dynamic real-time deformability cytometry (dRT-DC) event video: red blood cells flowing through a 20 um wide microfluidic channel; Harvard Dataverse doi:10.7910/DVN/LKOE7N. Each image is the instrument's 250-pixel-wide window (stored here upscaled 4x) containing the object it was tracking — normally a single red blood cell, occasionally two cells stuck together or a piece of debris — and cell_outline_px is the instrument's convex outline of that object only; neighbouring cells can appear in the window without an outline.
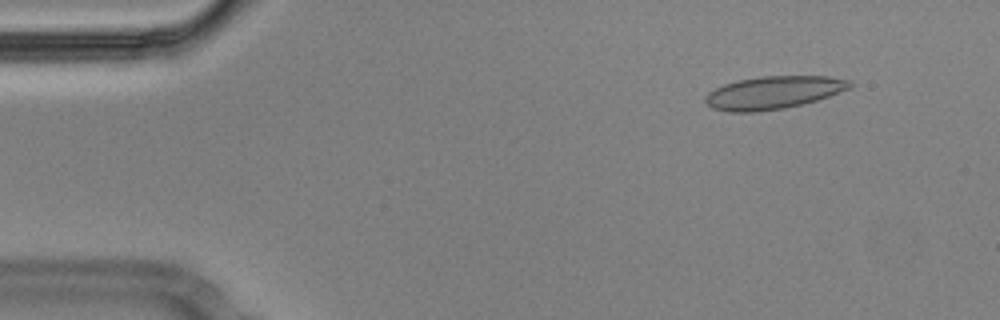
{"species": "Egyptian fruit bat (a non-hibernating species)", "species_latin": "Rousettus aegyptiacus", "temperature_condition": "cold", "stored_images_in_passage": 51, "camera_frame_rate_fps": 3000, "um_per_image_px": 0.085, "animal": {"sex": "male"}, "frame": {"image": 1, "passage_image": 2, "time_ms": 0.333, "image_size_px": [1000, 320], "cell_outline_px": [[856, 84], [852, 88], [816, 100], [784, 108], [756, 112], [728, 112], [712, 108], [704, 100], [704, 96], [708, 92], [724, 84], [736, 80], [760, 76], [828, 76], [848, 80]], "centroid_in_image_um": [65.73, 7.86], "position_along_channel_um": 19.3, "area_um2": 27.74}}
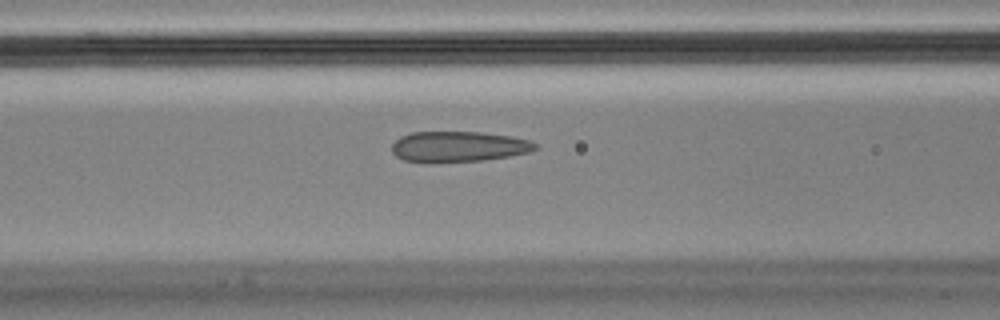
{"frame": {"image": 2, "passage_image": 18, "time_ms": 5.667, "image_size_px": [1000, 320], "cell_outline_px": [[540, 148], [528, 152], [508, 156], [484, 160], [432, 164], [428, 164], [404, 160], [396, 156], [392, 152], [392, 144], [400, 136], [412, 132], [480, 132], [512, 136], [532, 140]], "centroid_in_image_um": [38.96, 12.48], "position_along_channel_um": 127.6, "area_um2": 26.13}}
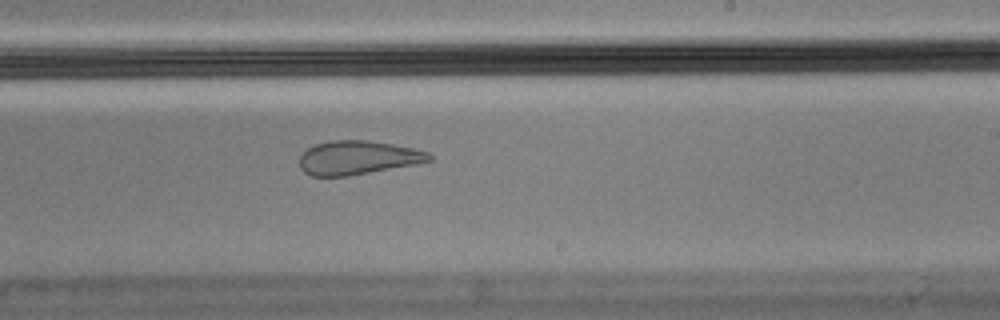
{"frame": {"image": 3, "passage_image": 29, "time_ms": 9.333, "image_size_px": [1000, 320], "cell_outline_px": [[432, 160], [416, 164], [348, 176], [312, 176], [304, 172], [300, 168], [300, 156], [308, 148], [316, 144], [332, 140], [368, 140], [392, 144], [412, 148], [428, 152], [432, 156]], "centroid_in_image_um": [30.4, 13.4], "position_along_channel_um": 258.6, "area_um2": 25.43}, "authors_computed_cell_mechanics": {"area_um2": 27.2816, "velocity_mm_per_s": 3.5759, "shape_relaxation_time_tau1_ms": null, "shape_relaxation_time_tau2_ms": 1.5773, "deformation_change_tau1": null, "deformation_change_tau2": 0.0607}}